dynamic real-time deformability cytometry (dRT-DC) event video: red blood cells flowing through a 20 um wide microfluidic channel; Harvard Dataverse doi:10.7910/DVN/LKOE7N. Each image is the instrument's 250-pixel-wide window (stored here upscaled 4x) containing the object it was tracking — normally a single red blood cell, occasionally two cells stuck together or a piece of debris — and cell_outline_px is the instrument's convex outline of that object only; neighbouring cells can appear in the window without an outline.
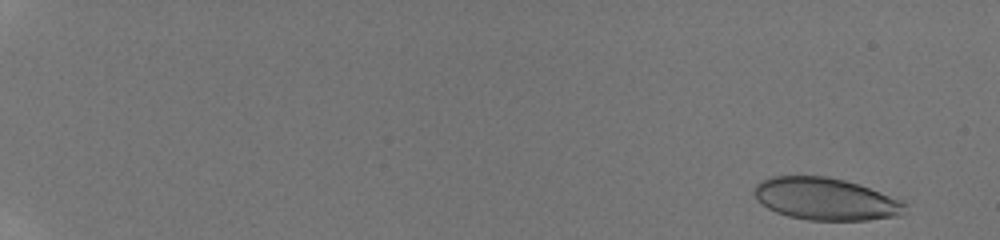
{"species": "human", "species_latin": "Homo sapiens", "temperature_condition": "room temperature", "stored_images_in_passage": 64, "camera_frame_rate_fps": 3000, "um_per_image_px": 0.085, "donor": {"sex": "male"}, "frame": {"image": 1, "passage_image": 3, "time_ms": 0.667, "image_size_px": [1000, 240], "cell_outline_px": [[908, 212], [900, 216], [868, 220], [808, 220], [788, 216], [776, 212], [768, 208], [756, 200], [756, 184], [760, 180], [772, 176], [828, 176], [844, 180], [904, 200]], "centroid_in_image_um": [70.21, 16.92], "position_along_channel_um": 14.8, "area_um2": 37.22}}
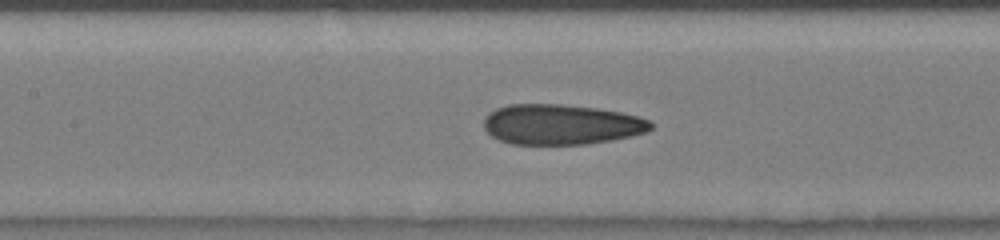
{"frame": {"image": 2, "passage_image": 29, "time_ms": 9.333, "image_size_px": [1000, 240], "cell_outline_px": [[652, 128], [648, 132], [632, 136], [612, 140], [584, 144], [512, 144], [500, 140], [492, 136], [484, 128], [484, 120], [488, 112], [496, 108], [508, 104], [560, 104], [596, 108], [620, 112], [652, 120]], "centroid_in_image_um": [47.71, 10.57], "position_along_channel_um": 159.7, "area_um2": 39.3}}
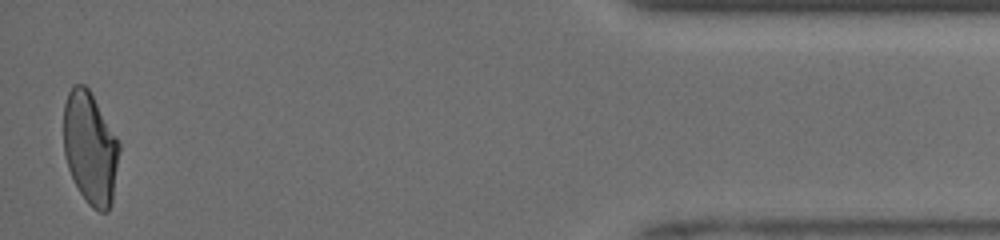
{"frame": {"image": 3, "passage_image": 63, "time_ms": 17.333, "image_size_px": [1000, 240], "cell_outline_px": [[120, 152], [112, 200], [108, 212], [100, 212], [92, 208], [88, 204], [80, 192], [68, 168], [64, 152], [64, 104], [68, 92], [72, 84], [84, 84], [88, 88], [116, 136], [120, 144]], "centroid_in_image_um": [7.67, 12.59], "position_along_channel_um": 427.5, "area_um2": 36.3}, "authors_computed_cell_mechanics": {"area_um2": 37.9168, "velocity_mm_per_s": 4.0951, "shape_relaxation_time_tau1_ms": null, "shape_relaxation_time_tau2_ms": 1.2707, "deformation_change_tau1": null, "deformation_change_tau2": 0.0926}}